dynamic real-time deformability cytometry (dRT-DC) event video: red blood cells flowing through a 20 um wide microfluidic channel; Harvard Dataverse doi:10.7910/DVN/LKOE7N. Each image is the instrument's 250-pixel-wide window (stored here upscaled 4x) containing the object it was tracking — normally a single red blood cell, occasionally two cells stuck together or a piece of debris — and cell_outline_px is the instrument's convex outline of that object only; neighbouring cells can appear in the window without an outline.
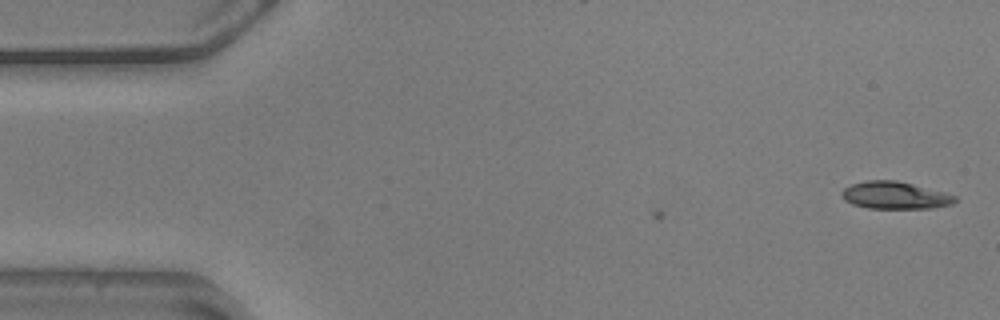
{"species": "common noctule bat (a hibernating species)", "species_latin": "Nyctalus noctula", "temperature_condition": "warm", "stored_images_in_passage": 6, "camera_frame_rate_fps": 3000, "um_per_image_px": 0.085, "animal": {"sex": "male", "body_mass_g": 20.5, "forearm_length_mm": 52.5}, "frame": {"image": 1, "passage_image": 6, "time_ms": 1.667, "image_size_px": [1000, 320], "cell_outline_px": [[956, 200], [952, 204], [932, 208], [868, 208], [852, 204], [844, 200], [840, 196], [840, 192], [844, 188], [852, 184], [868, 180], [896, 180], [944, 192], [956, 196]], "centroid_in_image_um": [76.03, 16.6], "position_along_channel_um": 9.0, "area_um2": 17.98}}